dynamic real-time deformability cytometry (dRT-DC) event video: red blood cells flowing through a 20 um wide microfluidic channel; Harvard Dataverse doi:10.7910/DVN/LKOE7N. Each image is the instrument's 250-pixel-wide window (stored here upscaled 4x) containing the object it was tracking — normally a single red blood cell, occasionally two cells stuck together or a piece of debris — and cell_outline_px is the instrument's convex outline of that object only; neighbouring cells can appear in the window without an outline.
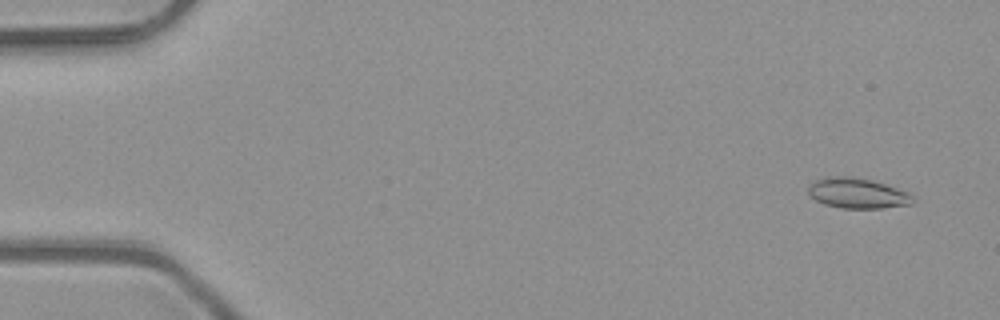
{"species": "common noctule bat (a hibernating species)", "species_latin": "Nyctalus noctula", "temperature_condition": "room temperature", "stored_images_in_passage": 51, "camera_frame_rate_fps": 3000, "um_per_image_px": 0.085, "animal": {"sex": "male", "body_mass_g": 23.1, "forearm_length_mm": 52.7}, "frame": {"image": 1, "passage_image": 2, "time_ms": 0.333, "image_size_px": [1000, 320], "cell_outline_px": [[916, 200], [912, 204], [884, 208], [840, 208], [824, 204], [808, 196], [808, 188], [812, 180], [836, 176], [852, 176], [872, 180], [908, 192]], "centroid_in_image_um": [72.86, 16.43], "position_along_channel_um": 12.1, "area_um2": 18.61}}
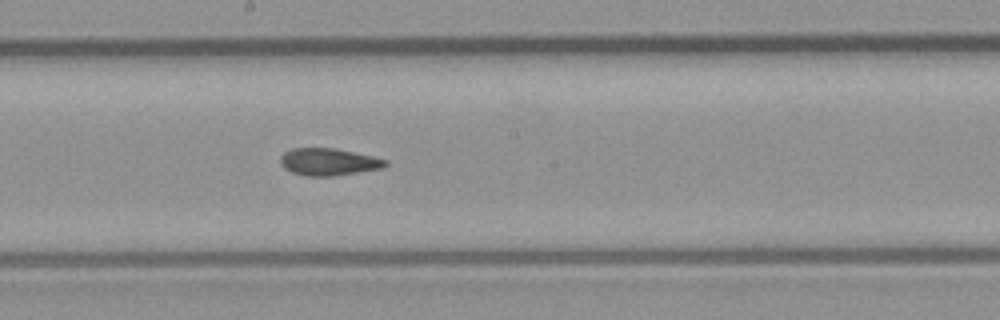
{"frame": {"image": 2, "passage_image": 27, "time_ms": 8.667, "image_size_px": [1000, 320], "cell_outline_px": [[388, 164], [384, 168], [332, 176], [308, 176], [292, 172], [284, 168], [280, 164], [280, 156], [284, 152], [292, 148], [336, 148], [372, 156], [388, 160]], "centroid_in_image_um": [27.93, 13.75], "position_along_channel_um": 220.3, "area_um2": 16.7}}
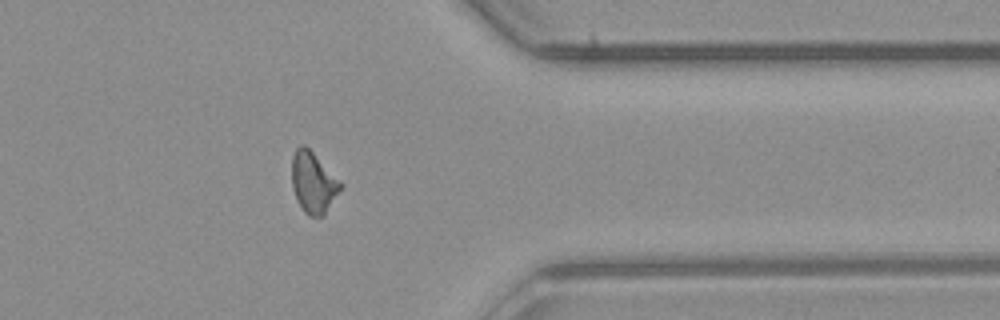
{"frame": {"image": 3, "passage_image": 40, "time_ms": 13.0, "image_size_px": [1000, 320], "cell_outline_px": [[344, 184], [324, 216], [308, 216], [304, 212], [296, 200], [292, 188], [292, 156], [296, 148], [300, 144], [304, 144]], "centroid_in_image_um": [26.62, 15.53], "position_along_channel_um": 384.8, "area_um2": 17.4}, "authors_computed_cell_mechanics": {"area_um2": 16.9354, "velocity_mm_per_s": 4.1044, "shape_relaxation_time_tau1_ms": null, "shape_relaxation_time_tau2_ms": 4.3719, "deformation_change_tau1": null, "deformation_change_tau2": 0.1003}}